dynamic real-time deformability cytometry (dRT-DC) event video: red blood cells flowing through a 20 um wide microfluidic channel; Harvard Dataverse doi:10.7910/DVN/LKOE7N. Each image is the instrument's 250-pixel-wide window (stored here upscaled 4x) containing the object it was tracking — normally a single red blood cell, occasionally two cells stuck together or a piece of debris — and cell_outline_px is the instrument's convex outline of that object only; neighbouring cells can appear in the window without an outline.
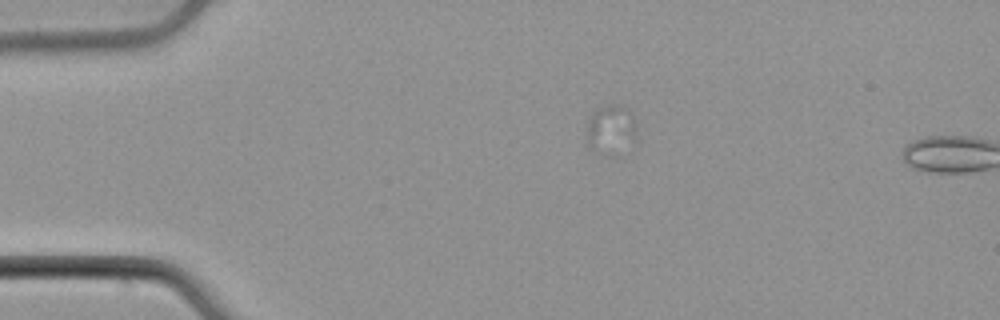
{"species": "common noctule bat (a hibernating species)", "species_latin": "Nyctalus noctula", "temperature_condition": "cold", "stored_images_in_passage": 4, "camera_frame_rate_fps": 3000, "um_per_image_px": 0.085, "animal": {"sex": "male", "body_mass_g": 21.5, "forearm_length_mm": 52.0}, "frame": {"image": 1, "passage_image": 2, "time_ms": 0.333, "image_size_px": [1000, 320], "cell_outline_px": [[636, 136], [596, 152], [592, 152], [588, 144], [588, 120], [592, 112], [596, 108], [608, 104], [624, 104], [628, 108], [636, 120]], "centroid_in_image_um": [51.88, 10.75], "position_along_channel_um": 33.1, "area_um2": 12.89}}